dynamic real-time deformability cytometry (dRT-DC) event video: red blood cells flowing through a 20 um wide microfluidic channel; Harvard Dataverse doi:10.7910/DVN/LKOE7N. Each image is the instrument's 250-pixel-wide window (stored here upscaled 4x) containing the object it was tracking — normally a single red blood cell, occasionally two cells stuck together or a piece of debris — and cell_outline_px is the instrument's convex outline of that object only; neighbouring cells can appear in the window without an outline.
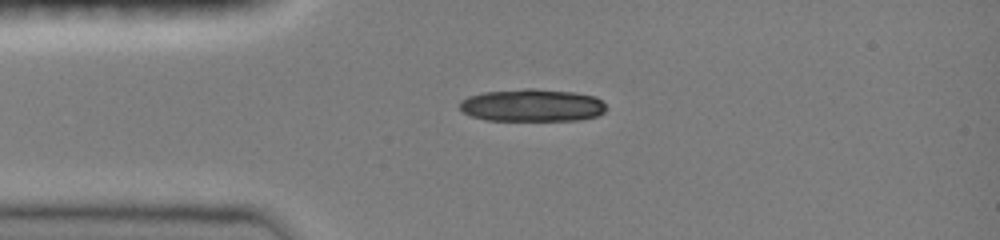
{"species": "common noctule bat (a hibernating species)", "species_latin": "Nyctalus noctula", "temperature_condition": "room temperature", "stored_images_in_passage": 17, "camera_frame_rate_fps": 3000, "um_per_image_px": 0.085, "animal": {"sex": "female", "body_mass_g": 19.0, "forearm_length_mm": 51.5}, "frame": {"image": 1, "passage_image": 1, "time_ms": 0.0, "image_size_px": [1000, 240], "cell_outline_px": [[608, 108], [604, 112], [596, 116], [580, 120], [484, 120], [472, 116], [464, 112], [460, 108], [460, 100], [468, 96], [484, 92], [524, 88], [532, 88], [576, 92], [596, 96]], "centroid_in_image_um": [45.25, 8.94], "position_along_channel_um": 39.8, "area_um2": 27.98}}